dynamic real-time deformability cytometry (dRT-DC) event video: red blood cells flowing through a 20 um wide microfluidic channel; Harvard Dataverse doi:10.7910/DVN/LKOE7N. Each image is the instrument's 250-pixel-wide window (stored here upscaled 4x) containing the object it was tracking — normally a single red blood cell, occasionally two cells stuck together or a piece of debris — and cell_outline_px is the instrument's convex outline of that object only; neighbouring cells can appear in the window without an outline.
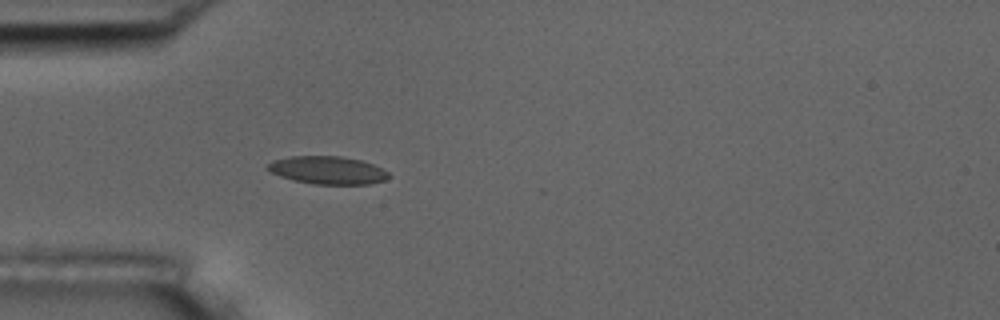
{"species": "common noctule bat (a hibernating species)", "species_latin": "Nyctalus noctula", "temperature_condition": "room temperature", "stored_images_in_passage": 4, "camera_frame_rate_fps": 3000, "um_per_image_px": 0.085, "animal": {"sex": "male", "body_mass_g": 17.5, "forearm_length_mm": 52.3}, "frame": {"image": 1, "passage_image": 4, "time_ms": 3.333, "image_size_px": [1000, 320], "cell_outline_px": [[392, 176], [384, 180], [368, 184], [312, 184], [292, 180], [280, 176], [272, 172], [268, 168], [268, 164], [272, 160], [292, 156], [340, 156], [360, 160], [372, 164], [388, 172]], "centroid_in_image_um": [27.85, 14.47], "position_along_channel_um": 57.1, "area_um2": 19.54}}